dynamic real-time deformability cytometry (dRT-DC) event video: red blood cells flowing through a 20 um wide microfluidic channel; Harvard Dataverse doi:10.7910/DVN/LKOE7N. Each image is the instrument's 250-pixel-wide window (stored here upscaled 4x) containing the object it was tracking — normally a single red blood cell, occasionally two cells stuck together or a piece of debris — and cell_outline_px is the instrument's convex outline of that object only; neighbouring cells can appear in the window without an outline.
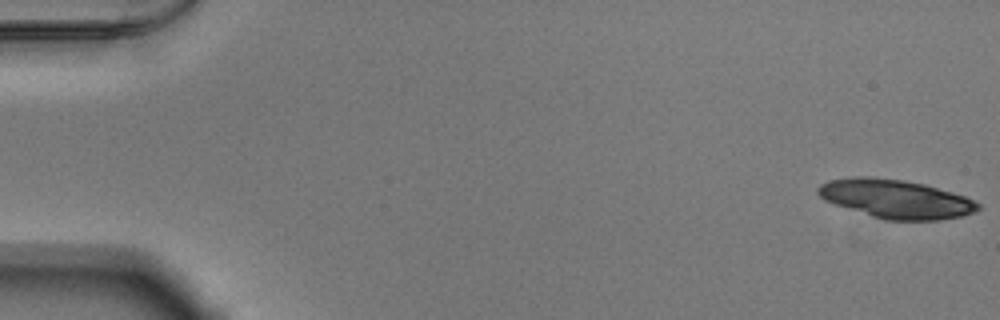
{"species": "Egyptian fruit bat (a non-hibernating species)", "species_latin": "Rousettus aegyptiacus", "temperature_condition": "warm", "stored_images_in_passage": 34, "camera_frame_rate_fps": 3000, "um_per_image_px": 0.085, "animal": {"sex": "male"}, "frame": {"image": 1, "passage_image": 1, "time_ms": 0.0, "image_size_px": [1000, 320], "cell_outline_px": [[980, 208], [976, 212], [960, 216], [940, 220], [888, 220], [872, 216], [824, 200], [816, 192], [816, 188], [820, 184], [828, 180], [856, 176], [872, 176], [900, 180], [924, 184], [952, 192], [976, 200], [980, 204]], "centroid_in_image_um": [76.15, 16.9], "position_along_channel_um": 8.9, "area_um2": 35.95}}
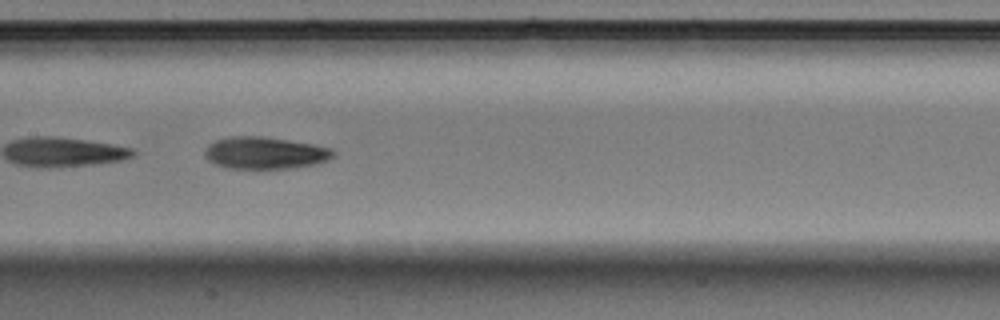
{"frame": {"image": 2, "passage_image": 27, "time_ms": 8.667, "image_size_px": [1000, 320], "cell_outline_px": [[336, 156], [328, 160], [316, 164], [292, 168], [224, 168], [208, 160], [204, 156], [204, 152], [208, 144], [216, 140], [232, 136], [264, 136], [312, 144], [332, 148], [336, 152]], "centroid_in_image_um": [22.54, 13.0], "position_along_channel_um": 184.9, "area_um2": 24.16}}